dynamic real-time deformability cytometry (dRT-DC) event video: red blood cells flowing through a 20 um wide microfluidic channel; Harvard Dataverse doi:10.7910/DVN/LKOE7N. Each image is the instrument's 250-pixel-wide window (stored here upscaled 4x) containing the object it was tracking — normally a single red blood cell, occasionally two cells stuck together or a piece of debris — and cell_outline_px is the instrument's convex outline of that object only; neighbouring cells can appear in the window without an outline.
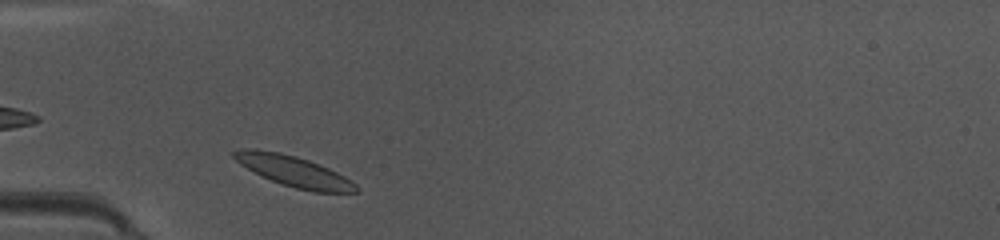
{"species": "common noctule bat (a hibernating species)", "species_latin": "Nyctalus noctula", "temperature_condition": "warm", "stored_images_in_passage": 13, "camera_frame_rate_fps": 3000, "um_per_image_px": 0.085, "animal": {"sex": "female", "body_mass_g": 10.0, "forearm_length_mm": 53.1}, "frame": {"image": 1, "passage_image": 1, "time_ms": 0.0, "image_size_px": [1000, 240], "cell_outline_px": [[360, 188], [356, 192], [312, 192], [296, 188], [272, 180], [240, 164], [232, 156], [232, 152], [244, 148], [256, 148], [280, 152], [296, 156], [308, 160], [328, 168], [352, 180]], "centroid_in_image_um": [25.0, 14.54], "position_along_channel_um": 60.0, "area_um2": 21.56}}
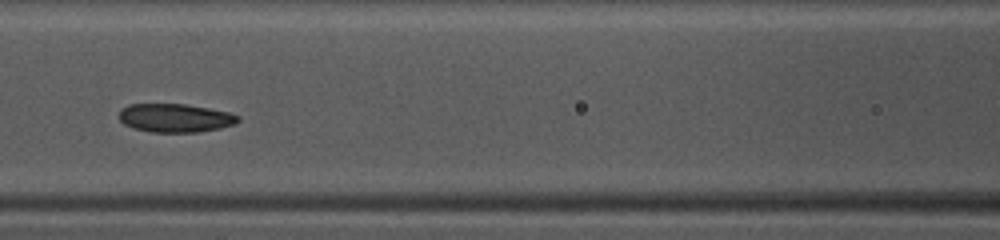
{"frame": {"image": 2, "passage_image": 8, "time_ms": 2.333, "image_size_px": [1000, 240], "cell_outline_px": [[240, 120], [236, 124], [220, 128], [196, 132], [152, 132], [132, 128], [124, 124], [120, 120], [120, 108], [128, 104], [184, 104], [208, 108], [228, 112], [240, 116]], "centroid_in_image_um": [14.89, 10.02], "position_along_channel_um": 151.7, "area_um2": 19.83}}
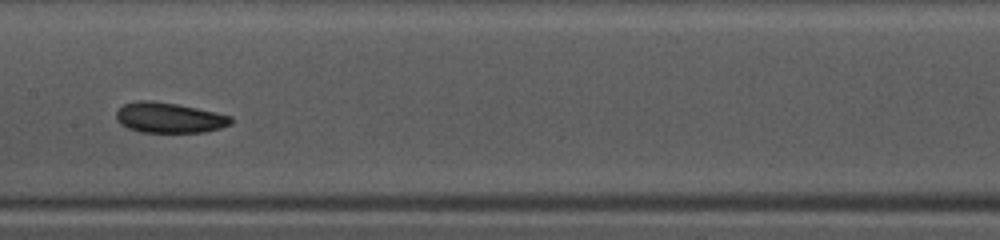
{"frame": {"image": 3, "passage_image": 11, "time_ms": 3.333, "image_size_px": [1000, 240], "cell_outline_px": [[232, 124], [220, 128], [204, 132], [140, 132], [128, 128], [120, 124], [116, 120], [116, 112], [124, 104], [136, 100], [152, 100], [176, 104], [216, 112], [232, 116]], "centroid_in_image_um": [14.37, 10.0], "position_along_channel_um": 193.0, "area_um2": 20.35}}